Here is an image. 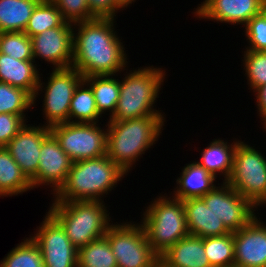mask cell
Returning <instances> with one entry per match:
<instances>
[{
  "label": "cell",
  "mask_w": 266,
  "mask_h": 267,
  "mask_svg": "<svg viewBox=\"0 0 266 267\" xmlns=\"http://www.w3.org/2000/svg\"><path fill=\"white\" fill-rule=\"evenodd\" d=\"M115 20L95 18L74 24L72 67L83 77L118 76L128 67L130 61L115 31Z\"/></svg>",
  "instance_id": "1"
},
{
  "label": "cell",
  "mask_w": 266,
  "mask_h": 267,
  "mask_svg": "<svg viewBox=\"0 0 266 267\" xmlns=\"http://www.w3.org/2000/svg\"><path fill=\"white\" fill-rule=\"evenodd\" d=\"M165 116L107 121V157L126 174L161 137Z\"/></svg>",
  "instance_id": "2"
},
{
  "label": "cell",
  "mask_w": 266,
  "mask_h": 267,
  "mask_svg": "<svg viewBox=\"0 0 266 267\" xmlns=\"http://www.w3.org/2000/svg\"><path fill=\"white\" fill-rule=\"evenodd\" d=\"M107 155L73 162L63 186L52 202L103 201L127 176ZM104 197V198H102ZM103 199V200H102Z\"/></svg>",
  "instance_id": "3"
},
{
  "label": "cell",
  "mask_w": 266,
  "mask_h": 267,
  "mask_svg": "<svg viewBox=\"0 0 266 267\" xmlns=\"http://www.w3.org/2000/svg\"><path fill=\"white\" fill-rule=\"evenodd\" d=\"M123 73L120 80V95L116 110L108 121H124L145 116H165L157 110L158 101L163 86L166 69L151 66L139 67ZM128 71V72H127ZM127 73V74H126Z\"/></svg>",
  "instance_id": "4"
},
{
  "label": "cell",
  "mask_w": 266,
  "mask_h": 267,
  "mask_svg": "<svg viewBox=\"0 0 266 267\" xmlns=\"http://www.w3.org/2000/svg\"><path fill=\"white\" fill-rule=\"evenodd\" d=\"M106 208L103 201L52 202L48 213L79 249L106 235L113 223Z\"/></svg>",
  "instance_id": "5"
},
{
  "label": "cell",
  "mask_w": 266,
  "mask_h": 267,
  "mask_svg": "<svg viewBox=\"0 0 266 267\" xmlns=\"http://www.w3.org/2000/svg\"><path fill=\"white\" fill-rule=\"evenodd\" d=\"M166 195V196H165ZM169 196V197H168ZM144 207L140 219L152 250L162 255L168 248L189 234L183 201L160 193Z\"/></svg>",
  "instance_id": "6"
},
{
  "label": "cell",
  "mask_w": 266,
  "mask_h": 267,
  "mask_svg": "<svg viewBox=\"0 0 266 267\" xmlns=\"http://www.w3.org/2000/svg\"><path fill=\"white\" fill-rule=\"evenodd\" d=\"M257 209L266 203V157L240 140L234 150L232 171L226 181Z\"/></svg>",
  "instance_id": "7"
},
{
  "label": "cell",
  "mask_w": 266,
  "mask_h": 267,
  "mask_svg": "<svg viewBox=\"0 0 266 267\" xmlns=\"http://www.w3.org/2000/svg\"><path fill=\"white\" fill-rule=\"evenodd\" d=\"M48 81L39 78L36 93L33 97L35 106L38 96L43 94L42 114L45 126L69 122V109L76 87L84 79L83 75L73 67L52 69ZM44 90V91H43Z\"/></svg>",
  "instance_id": "8"
},
{
  "label": "cell",
  "mask_w": 266,
  "mask_h": 267,
  "mask_svg": "<svg viewBox=\"0 0 266 267\" xmlns=\"http://www.w3.org/2000/svg\"><path fill=\"white\" fill-rule=\"evenodd\" d=\"M114 224L106 232L118 267H159V256L152 250L141 223Z\"/></svg>",
  "instance_id": "9"
},
{
  "label": "cell",
  "mask_w": 266,
  "mask_h": 267,
  "mask_svg": "<svg viewBox=\"0 0 266 267\" xmlns=\"http://www.w3.org/2000/svg\"><path fill=\"white\" fill-rule=\"evenodd\" d=\"M61 123L50 127L62 150L75 161L95 159L106 155L107 124Z\"/></svg>",
  "instance_id": "10"
},
{
  "label": "cell",
  "mask_w": 266,
  "mask_h": 267,
  "mask_svg": "<svg viewBox=\"0 0 266 267\" xmlns=\"http://www.w3.org/2000/svg\"><path fill=\"white\" fill-rule=\"evenodd\" d=\"M201 199L231 233L246 226L257 215V208L227 182L218 183Z\"/></svg>",
  "instance_id": "11"
},
{
  "label": "cell",
  "mask_w": 266,
  "mask_h": 267,
  "mask_svg": "<svg viewBox=\"0 0 266 267\" xmlns=\"http://www.w3.org/2000/svg\"><path fill=\"white\" fill-rule=\"evenodd\" d=\"M36 228L30 237L41 250L44 267H78V249L48 212Z\"/></svg>",
  "instance_id": "12"
},
{
  "label": "cell",
  "mask_w": 266,
  "mask_h": 267,
  "mask_svg": "<svg viewBox=\"0 0 266 267\" xmlns=\"http://www.w3.org/2000/svg\"><path fill=\"white\" fill-rule=\"evenodd\" d=\"M74 24L65 22L61 27L48 29L32 36L33 59L45 60L52 69L72 67Z\"/></svg>",
  "instance_id": "13"
},
{
  "label": "cell",
  "mask_w": 266,
  "mask_h": 267,
  "mask_svg": "<svg viewBox=\"0 0 266 267\" xmlns=\"http://www.w3.org/2000/svg\"><path fill=\"white\" fill-rule=\"evenodd\" d=\"M50 127L40 124H25L17 135L4 147L20 166L25 176L37 188V170L41 153V144L50 134Z\"/></svg>",
  "instance_id": "14"
},
{
  "label": "cell",
  "mask_w": 266,
  "mask_h": 267,
  "mask_svg": "<svg viewBox=\"0 0 266 267\" xmlns=\"http://www.w3.org/2000/svg\"><path fill=\"white\" fill-rule=\"evenodd\" d=\"M266 8V0H204L194 8L198 19L243 25Z\"/></svg>",
  "instance_id": "15"
},
{
  "label": "cell",
  "mask_w": 266,
  "mask_h": 267,
  "mask_svg": "<svg viewBox=\"0 0 266 267\" xmlns=\"http://www.w3.org/2000/svg\"><path fill=\"white\" fill-rule=\"evenodd\" d=\"M257 217L234 232V267H266V222Z\"/></svg>",
  "instance_id": "16"
},
{
  "label": "cell",
  "mask_w": 266,
  "mask_h": 267,
  "mask_svg": "<svg viewBox=\"0 0 266 267\" xmlns=\"http://www.w3.org/2000/svg\"><path fill=\"white\" fill-rule=\"evenodd\" d=\"M73 161L62 150L58 140L50 133L41 144L37 170V188L45 185L54 195L65 183Z\"/></svg>",
  "instance_id": "17"
},
{
  "label": "cell",
  "mask_w": 266,
  "mask_h": 267,
  "mask_svg": "<svg viewBox=\"0 0 266 267\" xmlns=\"http://www.w3.org/2000/svg\"><path fill=\"white\" fill-rule=\"evenodd\" d=\"M159 267H211L203 238L188 234L159 256Z\"/></svg>",
  "instance_id": "18"
},
{
  "label": "cell",
  "mask_w": 266,
  "mask_h": 267,
  "mask_svg": "<svg viewBox=\"0 0 266 267\" xmlns=\"http://www.w3.org/2000/svg\"><path fill=\"white\" fill-rule=\"evenodd\" d=\"M183 205L189 234L205 238L230 233L201 198L183 200Z\"/></svg>",
  "instance_id": "19"
},
{
  "label": "cell",
  "mask_w": 266,
  "mask_h": 267,
  "mask_svg": "<svg viewBox=\"0 0 266 267\" xmlns=\"http://www.w3.org/2000/svg\"><path fill=\"white\" fill-rule=\"evenodd\" d=\"M34 60H18L0 53V82L27 91L34 97L39 83L40 68ZM38 68V69H37Z\"/></svg>",
  "instance_id": "20"
},
{
  "label": "cell",
  "mask_w": 266,
  "mask_h": 267,
  "mask_svg": "<svg viewBox=\"0 0 266 267\" xmlns=\"http://www.w3.org/2000/svg\"><path fill=\"white\" fill-rule=\"evenodd\" d=\"M170 195L179 200L201 198L216 186V178L195 161L185 164ZM215 182V183H214Z\"/></svg>",
  "instance_id": "21"
},
{
  "label": "cell",
  "mask_w": 266,
  "mask_h": 267,
  "mask_svg": "<svg viewBox=\"0 0 266 267\" xmlns=\"http://www.w3.org/2000/svg\"><path fill=\"white\" fill-rule=\"evenodd\" d=\"M240 140L237 138L229 143L221 138L213 139L210 144L201 150L199 161L200 166L204 167L216 179L221 176L226 182L232 171L234 150ZM219 175V176H218Z\"/></svg>",
  "instance_id": "22"
},
{
  "label": "cell",
  "mask_w": 266,
  "mask_h": 267,
  "mask_svg": "<svg viewBox=\"0 0 266 267\" xmlns=\"http://www.w3.org/2000/svg\"><path fill=\"white\" fill-rule=\"evenodd\" d=\"M30 190H33L31 181L11 154L4 147H0V197L18 196Z\"/></svg>",
  "instance_id": "23"
},
{
  "label": "cell",
  "mask_w": 266,
  "mask_h": 267,
  "mask_svg": "<svg viewBox=\"0 0 266 267\" xmlns=\"http://www.w3.org/2000/svg\"><path fill=\"white\" fill-rule=\"evenodd\" d=\"M115 76H88L83 79L91 87L100 115L104 116L107 111L109 118L116 110L120 95V79H116Z\"/></svg>",
  "instance_id": "24"
},
{
  "label": "cell",
  "mask_w": 266,
  "mask_h": 267,
  "mask_svg": "<svg viewBox=\"0 0 266 267\" xmlns=\"http://www.w3.org/2000/svg\"><path fill=\"white\" fill-rule=\"evenodd\" d=\"M41 0H0V33L24 32L36 5Z\"/></svg>",
  "instance_id": "25"
},
{
  "label": "cell",
  "mask_w": 266,
  "mask_h": 267,
  "mask_svg": "<svg viewBox=\"0 0 266 267\" xmlns=\"http://www.w3.org/2000/svg\"><path fill=\"white\" fill-rule=\"evenodd\" d=\"M102 117L97 110L91 87L82 80L76 87L69 109V123H99Z\"/></svg>",
  "instance_id": "26"
},
{
  "label": "cell",
  "mask_w": 266,
  "mask_h": 267,
  "mask_svg": "<svg viewBox=\"0 0 266 267\" xmlns=\"http://www.w3.org/2000/svg\"><path fill=\"white\" fill-rule=\"evenodd\" d=\"M65 22L61 12L51 0H41L34 8L24 33L32 37L48 29L61 27Z\"/></svg>",
  "instance_id": "27"
},
{
  "label": "cell",
  "mask_w": 266,
  "mask_h": 267,
  "mask_svg": "<svg viewBox=\"0 0 266 267\" xmlns=\"http://www.w3.org/2000/svg\"><path fill=\"white\" fill-rule=\"evenodd\" d=\"M78 267H118L106 236L78 249Z\"/></svg>",
  "instance_id": "28"
},
{
  "label": "cell",
  "mask_w": 266,
  "mask_h": 267,
  "mask_svg": "<svg viewBox=\"0 0 266 267\" xmlns=\"http://www.w3.org/2000/svg\"><path fill=\"white\" fill-rule=\"evenodd\" d=\"M203 244L211 267L234 266V233L205 237Z\"/></svg>",
  "instance_id": "29"
},
{
  "label": "cell",
  "mask_w": 266,
  "mask_h": 267,
  "mask_svg": "<svg viewBox=\"0 0 266 267\" xmlns=\"http://www.w3.org/2000/svg\"><path fill=\"white\" fill-rule=\"evenodd\" d=\"M0 267H44L41 250L30 236L26 237L0 261Z\"/></svg>",
  "instance_id": "30"
},
{
  "label": "cell",
  "mask_w": 266,
  "mask_h": 267,
  "mask_svg": "<svg viewBox=\"0 0 266 267\" xmlns=\"http://www.w3.org/2000/svg\"><path fill=\"white\" fill-rule=\"evenodd\" d=\"M32 108L33 97L27 91L0 82V113L26 115Z\"/></svg>",
  "instance_id": "31"
},
{
  "label": "cell",
  "mask_w": 266,
  "mask_h": 267,
  "mask_svg": "<svg viewBox=\"0 0 266 267\" xmlns=\"http://www.w3.org/2000/svg\"><path fill=\"white\" fill-rule=\"evenodd\" d=\"M0 53L18 60H34L31 38L24 32H1Z\"/></svg>",
  "instance_id": "32"
},
{
  "label": "cell",
  "mask_w": 266,
  "mask_h": 267,
  "mask_svg": "<svg viewBox=\"0 0 266 267\" xmlns=\"http://www.w3.org/2000/svg\"><path fill=\"white\" fill-rule=\"evenodd\" d=\"M242 66L252 92L266 84V51L245 50Z\"/></svg>",
  "instance_id": "33"
},
{
  "label": "cell",
  "mask_w": 266,
  "mask_h": 267,
  "mask_svg": "<svg viewBox=\"0 0 266 267\" xmlns=\"http://www.w3.org/2000/svg\"><path fill=\"white\" fill-rule=\"evenodd\" d=\"M242 28H245L243 32L248 42L245 50L266 51V8Z\"/></svg>",
  "instance_id": "34"
},
{
  "label": "cell",
  "mask_w": 266,
  "mask_h": 267,
  "mask_svg": "<svg viewBox=\"0 0 266 267\" xmlns=\"http://www.w3.org/2000/svg\"><path fill=\"white\" fill-rule=\"evenodd\" d=\"M66 22L75 24L96 17L90 12L87 0H51Z\"/></svg>",
  "instance_id": "35"
},
{
  "label": "cell",
  "mask_w": 266,
  "mask_h": 267,
  "mask_svg": "<svg viewBox=\"0 0 266 267\" xmlns=\"http://www.w3.org/2000/svg\"><path fill=\"white\" fill-rule=\"evenodd\" d=\"M26 115L0 113V147H5L28 123Z\"/></svg>",
  "instance_id": "36"
},
{
  "label": "cell",
  "mask_w": 266,
  "mask_h": 267,
  "mask_svg": "<svg viewBox=\"0 0 266 267\" xmlns=\"http://www.w3.org/2000/svg\"><path fill=\"white\" fill-rule=\"evenodd\" d=\"M90 12L96 18H113L116 19V13L122 9L119 7L117 0H87Z\"/></svg>",
  "instance_id": "37"
},
{
  "label": "cell",
  "mask_w": 266,
  "mask_h": 267,
  "mask_svg": "<svg viewBox=\"0 0 266 267\" xmlns=\"http://www.w3.org/2000/svg\"><path fill=\"white\" fill-rule=\"evenodd\" d=\"M253 93H256L253 96L256 97L257 116L261 117L260 122L262 123L266 119V84L257 88Z\"/></svg>",
  "instance_id": "38"
},
{
  "label": "cell",
  "mask_w": 266,
  "mask_h": 267,
  "mask_svg": "<svg viewBox=\"0 0 266 267\" xmlns=\"http://www.w3.org/2000/svg\"><path fill=\"white\" fill-rule=\"evenodd\" d=\"M136 0H117V3L119 7L123 10H126L125 8H128L132 3L134 4Z\"/></svg>",
  "instance_id": "39"
},
{
  "label": "cell",
  "mask_w": 266,
  "mask_h": 267,
  "mask_svg": "<svg viewBox=\"0 0 266 267\" xmlns=\"http://www.w3.org/2000/svg\"><path fill=\"white\" fill-rule=\"evenodd\" d=\"M262 125H263V130H265V132H266V119L261 123Z\"/></svg>",
  "instance_id": "40"
}]
</instances>
